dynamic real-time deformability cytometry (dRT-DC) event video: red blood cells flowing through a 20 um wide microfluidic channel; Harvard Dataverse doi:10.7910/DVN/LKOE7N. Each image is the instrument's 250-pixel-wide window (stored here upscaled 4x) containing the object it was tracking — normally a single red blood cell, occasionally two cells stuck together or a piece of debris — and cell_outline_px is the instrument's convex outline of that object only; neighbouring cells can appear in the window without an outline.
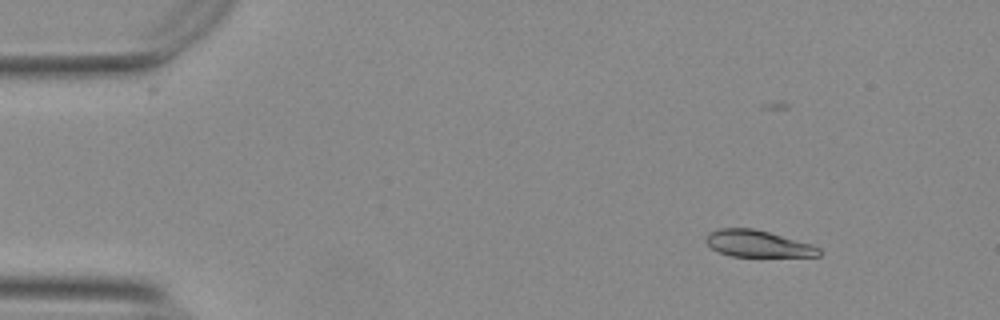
{"species": "Egyptian fruit bat (a non-hibernating species)", "species_latin": "Rousettus aegyptiacus", "temperature_condition": "warm", "stored_images_in_passage": 56, "camera_frame_rate_fps": 3000, "um_per_image_px": 0.085, "animal": {"sex": "female"}, "frame": {"image": 1, "passage_image": 7, "time_ms": 2.0, "image_size_px": [1000, 320], "cell_outline_px": [[820, 256], [732, 256], [720, 252], [712, 248], [704, 240], [704, 236], [708, 232], [720, 228], [752, 228], [768, 232], [812, 244], [820, 248]], "centroid_in_image_um": [64.38, 20.7], "position_along_channel_um": 20.6, "area_um2": 17.46}}
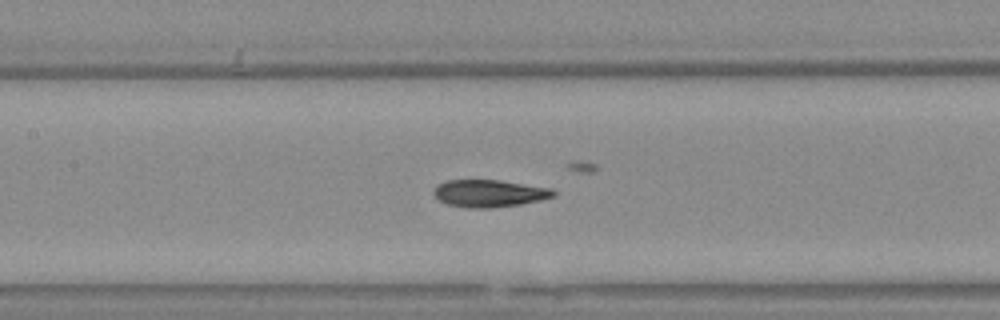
{"frame": {"image": 2, "passage_image": 26, "time_ms": 8.333, "image_size_px": [1000, 320], "cell_outline_px": [[556, 196], [540, 200], [520, 204], [492, 208], [468, 208], [448, 204], [440, 200], [432, 192], [444, 180], [500, 180], [552, 188], [556, 192]], "centroid_in_image_um": [41.63, 16.43], "position_along_channel_um": 165.8, "area_um2": 19.02}}
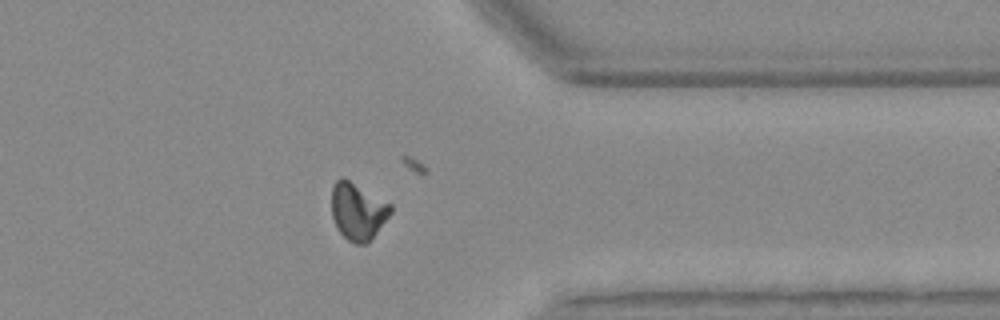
{"frame": {"image": 3, "passage_image": 44, "time_ms": 14.333, "image_size_px": [1000, 320], "cell_outline_px": [[392, 212], [376, 232], [364, 244], [356, 244], [348, 240], [340, 232], [332, 216], [332, 184], [340, 176], [348, 180], [392, 204]], "centroid_in_image_um": [30.4, 17.93], "position_along_channel_um": 381.0, "area_um2": 19.25}, "authors_computed_cell_mechanics": {"area_um2": 18.9873, "velocity_mm_per_s": 3.7334, "shape_relaxation_time_tau1_ms": null, "shape_relaxation_time_tau2_ms": 2.2713, "deformation_change_tau1": null, "deformation_change_tau2": 0.0605}}